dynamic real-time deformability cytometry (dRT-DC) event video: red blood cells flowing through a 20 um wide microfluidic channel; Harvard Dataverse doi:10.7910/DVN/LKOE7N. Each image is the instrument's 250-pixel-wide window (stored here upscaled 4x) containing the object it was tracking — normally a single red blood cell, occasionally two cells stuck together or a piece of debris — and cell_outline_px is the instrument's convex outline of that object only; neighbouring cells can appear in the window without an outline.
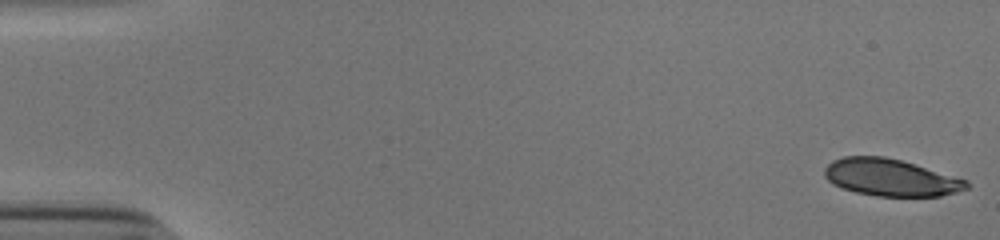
{"species": "human", "species_latin": "Homo sapiens", "temperature_condition": "cold", "stored_images_in_passage": 53, "camera_frame_rate_fps": 3000, "um_per_image_px": 0.085, "donor": {"sex": "male"}, "frame": {"image": 1, "passage_image": 1, "time_ms": 0.0, "image_size_px": [1000, 240], "cell_outline_px": [[968, 188], [956, 192], [940, 196], [876, 196], [856, 192], [832, 184], [824, 176], [824, 168], [832, 160], [844, 156], [884, 156], [900, 160], [968, 180]], "centroid_in_image_um": [75.67, 15.08], "position_along_channel_um": 9.3, "area_um2": 30.52}}
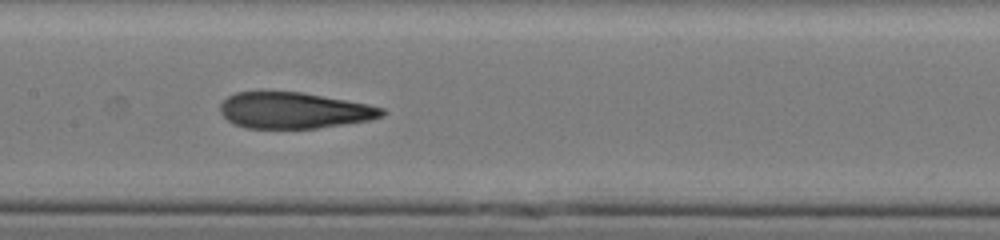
{"frame": {"image": 2, "passage_image": 27, "time_ms": 8.667, "image_size_px": [1000, 240], "cell_outline_px": [[388, 112], [384, 116], [368, 120], [316, 128], [244, 128], [232, 124], [220, 112], [220, 104], [228, 96], [236, 92], [260, 88], [300, 92], [368, 104], [384, 108]], "centroid_in_image_um": [24.92, 9.35], "position_along_channel_um": 182.5, "area_um2": 34.85}}
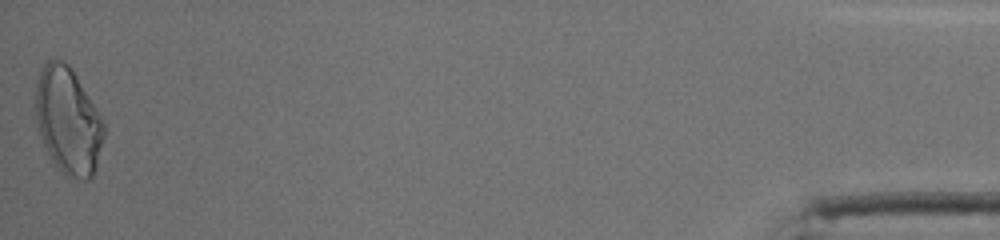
{"frame": {"image": 3, "passage_image": 53, "time_ms": 17.333, "image_size_px": [1000, 240], "cell_outline_px": [[104, 136], [96, 168], [92, 176], [88, 180], [80, 180], [64, 176], [52, 160], [44, 144], [40, 132], [32, 104], [36, 80], [44, 64], [48, 60], [56, 56], [64, 60], [72, 68], [104, 120]], "centroid_in_image_um": [5.76, 10.22], "position_along_channel_um": 429.4, "area_um2": 43.29}, "authors_computed_cell_mechanics": {"area_um2": 34.7378, "velocity_mm_per_s": 3.8926, "shape_relaxation_time_tau1_ms": null, "shape_relaxation_time_tau2_ms": 1.6744, "deformation_change_tau1": null, "deformation_change_tau2": 0.0998}}